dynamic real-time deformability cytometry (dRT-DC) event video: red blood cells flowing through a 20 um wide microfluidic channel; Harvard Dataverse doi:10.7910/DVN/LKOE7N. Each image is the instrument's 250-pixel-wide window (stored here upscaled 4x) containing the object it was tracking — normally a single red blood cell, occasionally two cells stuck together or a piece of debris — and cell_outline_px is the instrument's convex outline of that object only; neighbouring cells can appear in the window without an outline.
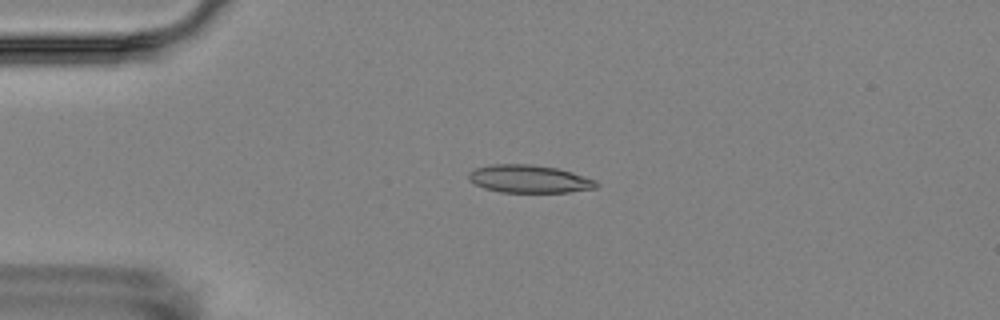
{"species": "Egyptian fruit bat (a non-hibernating species)", "species_latin": "Rousettus aegyptiacus", "temperature_condition": "room temperature", "stored_images_in_passage": 5, "camera_frame_rate_fps": 3000, "um_per_image_px": 0.085, "animal": {"sex": "female"}, "frame": {"image": 1, "passage_image": 3, "time_ms": 2.333, "image_size_px": [1000, 320], "cell_outline_px": [[600, 184], [596, 188], [568, 192], [500, 192], [484, 188], [468, 180], [468, 172], [476, 168], [492, 164], [532, 164], [556, 168], [596, 180]], "centroid_in_image_um": [44.96, 15.21], "position_along_channel_um": 40.0, "area_um2": 20.63}}
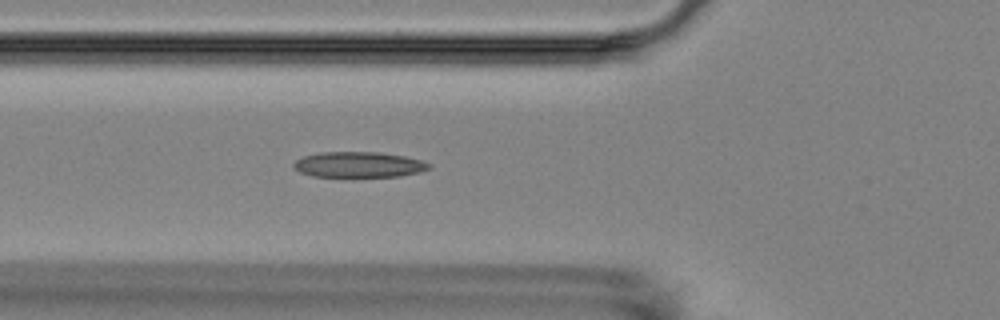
{"frame": {"image": 2, "passage_image": 5, "time_ms": 4.667, "image_size_px": [1000, 320], "cell_outline_px": [[432, 168], [420, 172], [400, 176], [312, 176], [300, 172], [292, 168], [292, 164], [296, 160], [304, 156], [320, 152], [380, 152], [404, 156], [420, 160], [432, 164]], "centroid_in_image_um": [30.5, 13.99], "position_along_channel_um": 95.3, "area_um2": 20.17}}